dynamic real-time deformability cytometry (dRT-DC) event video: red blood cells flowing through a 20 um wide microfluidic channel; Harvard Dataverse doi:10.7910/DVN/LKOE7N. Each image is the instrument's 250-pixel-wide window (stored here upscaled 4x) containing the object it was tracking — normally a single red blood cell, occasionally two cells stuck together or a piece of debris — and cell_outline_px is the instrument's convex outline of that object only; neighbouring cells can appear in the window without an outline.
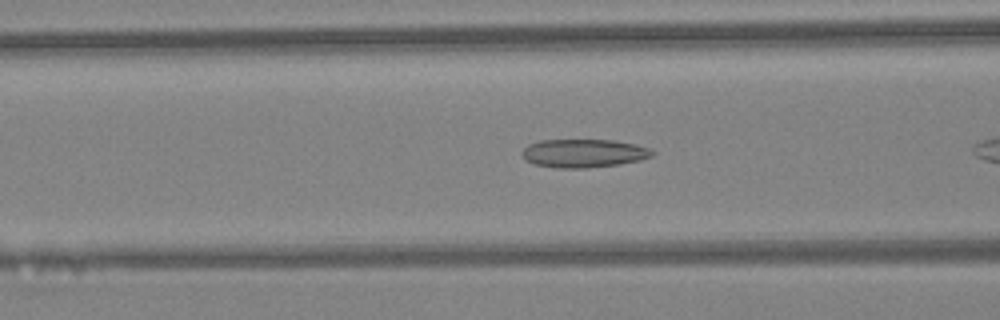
{"species": "Egyptian fruit bat (a non-hibernating species)", "species_latin": "Rousettus aegyptiacus", "temperature_condition": "warm", "stored_images_in_passage": 29, "camera_frame_rate_fps": 3000, "um_per_image_px": 0.085, "animal": {"sex": "female"}, "frame": {"image": 1, "passage_image": 5, "time_ms": 1.333, "image_size_px": [1000, 320], "cell_outline_px": [[656, 152], [652, 156], [640, 160], [620, 164], [588, 168], [556, 168], [536, 164], [524, 160], [520, 152], [528, 144], [540, 140], [612, 140], [636, 144], [648, 148]], "centroid_in_image_um": [49.6, 13.03], "position_along_channel_um": 117.0, "area_um2": 21.68}, "authors_computed_cell_mechanics": {"area_um2": 20.3456, "velocity_mm_per_s": 4.5266, "shape_relaxation_time_tau1_ms": null, "shape_relaxation_time_tau2_ms": 7.8958, "deformation_change_tau1": null, "deformation_change_tau2": 0.1948}}